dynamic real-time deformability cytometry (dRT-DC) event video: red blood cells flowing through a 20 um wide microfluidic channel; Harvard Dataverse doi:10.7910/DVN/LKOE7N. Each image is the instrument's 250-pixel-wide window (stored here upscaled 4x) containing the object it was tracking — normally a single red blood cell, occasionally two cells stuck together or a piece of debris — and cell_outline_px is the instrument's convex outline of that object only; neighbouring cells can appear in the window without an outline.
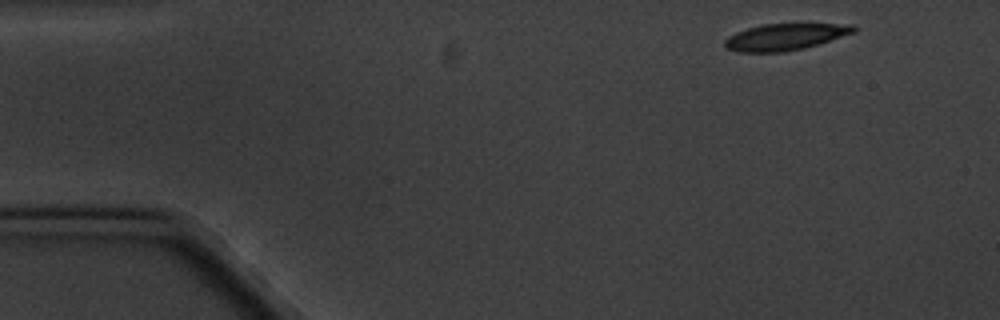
{"species": "common noctule bat (a hibernating species)", "species_latin": "Nyctalus noctula", "temperature_condition": "cold", "stored_images_in_passage": 4, "camera_frame_rate_fps": 3000, "um_per_image_px": 0.085, "animal": {"sex": "male", "body_mass_g": 20.1, "forearm_length_mm": 53.5}, "frame": {"image": 1, "passage_image": 1, "time_ms": 0.0, "image_size_px": [1000, 320], "cell_outline_px": [[856, 32], [804, 48], [780, 52], [736, 52], [724, 48], [724, 40], [728, 36], [736, 32], [748, 28], [764, 24], [808, 20], [856, 24]], "centroid_in_image_um": [66.84, 3.06], "position_along_channel_um": 18.2, "area_um2": 21.27}}
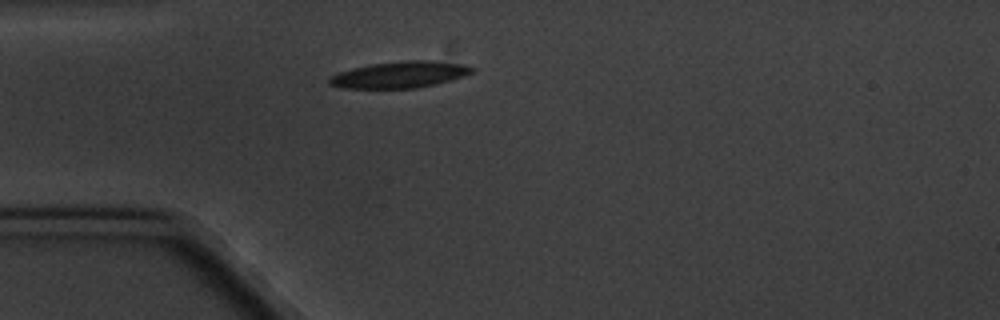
{"frame": {"image": 2, "passage_image": 4, "time_ms": 3.333, "image_size_px": [1000, 320], "cell_outline_px": [[476, 72], [452, 80], [436, 84], [416, 88], [340, 88], [328, 84], [328, 76], [352, 68], [372, 64], [404, 60], [432, 60], [464, 64], [476, 68]], "centroid_in_image_um": [34.02, 6.34], "position_along_channel_um": 51.0, "area_um2": 22.31}}